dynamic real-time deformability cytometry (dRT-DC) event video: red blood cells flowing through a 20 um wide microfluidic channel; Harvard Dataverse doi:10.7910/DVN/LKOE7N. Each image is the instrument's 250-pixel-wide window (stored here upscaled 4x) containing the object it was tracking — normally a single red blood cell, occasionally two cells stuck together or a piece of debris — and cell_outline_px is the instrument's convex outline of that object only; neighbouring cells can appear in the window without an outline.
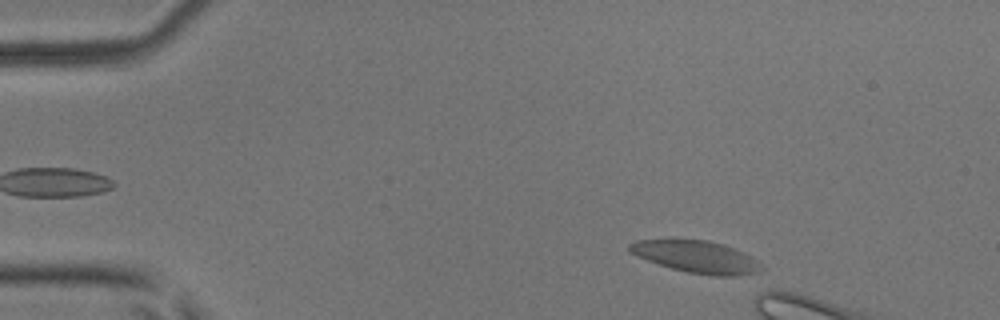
{"species": "common noctule bat (a hibernating species)", "species_latin": "Nyctalus noctula", "temperature_condition": "room temperature", "stored_images_in_passage": 8, "camera_frame_rate_fps": 3000, "um_per_image_px": 0.085, "animal": {"sex": "male", "body_mass_g": 17.9, "forearm_length_mm": 54.2}, "frame": {"image": 1, "passage_image": 3, "time_ms": 0.667, "image_size_px": [1000, 320], "cell_outline_px": [[764, 268], [760, 272], [740, 276], [712, 276], [688, 272], [672, 268], [636, 256], [628, 252], [628, 244], [636, 240], [672, 236], [708, 240], [724, 244], [736, 248], [756, 260]], "centroid_in_image_um": [59.14, 21.77], "position_along_channel_um": 25.9, "area_um2": 25.72}}